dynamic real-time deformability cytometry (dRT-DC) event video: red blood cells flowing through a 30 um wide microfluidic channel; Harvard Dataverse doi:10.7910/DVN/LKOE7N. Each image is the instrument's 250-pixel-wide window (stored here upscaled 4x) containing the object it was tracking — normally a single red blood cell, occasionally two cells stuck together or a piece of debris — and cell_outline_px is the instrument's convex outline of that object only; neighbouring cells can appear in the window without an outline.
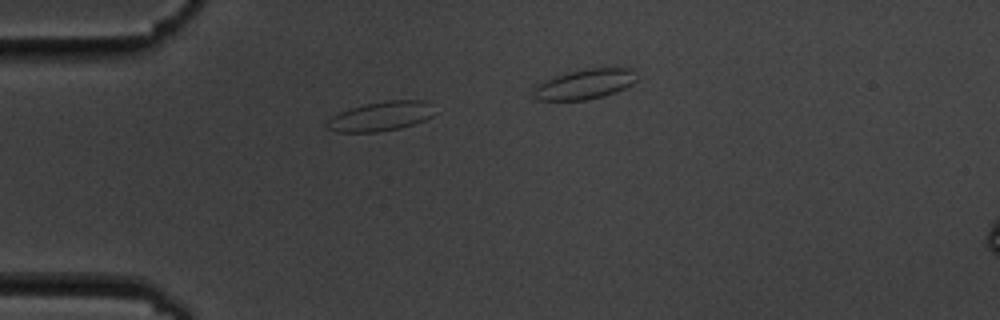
{"species": "common noctule bat (a hibernating species)", "species_latin": "Nyctalus noctula", "temperature_condition": "cold", "stored_images_in_passage": 3, "camera_frame_rate_fps": 3000, "um_per_image_px": 0.085, "animal": {"sex": "male", "body_mass_g": 19.5, "forearm_length_mm": 54.6}, "frame": {"image": 1, "passage_image": 1, "time_ms": 0.0, "image_size_px": [1000, 320], "cell_outline_px": [[432, 116], [424, 120], [400, 128], [376, 132], [336, 132], [328, 128], [324, 124], [332, 116], [340, 112], [364, 104], [384, 100], [424, 100], [428, 104]], "centroid_in_image_um": [32.29, 9.89], "position_along_channel_um": 52.7, "area_um2": 18.15}}